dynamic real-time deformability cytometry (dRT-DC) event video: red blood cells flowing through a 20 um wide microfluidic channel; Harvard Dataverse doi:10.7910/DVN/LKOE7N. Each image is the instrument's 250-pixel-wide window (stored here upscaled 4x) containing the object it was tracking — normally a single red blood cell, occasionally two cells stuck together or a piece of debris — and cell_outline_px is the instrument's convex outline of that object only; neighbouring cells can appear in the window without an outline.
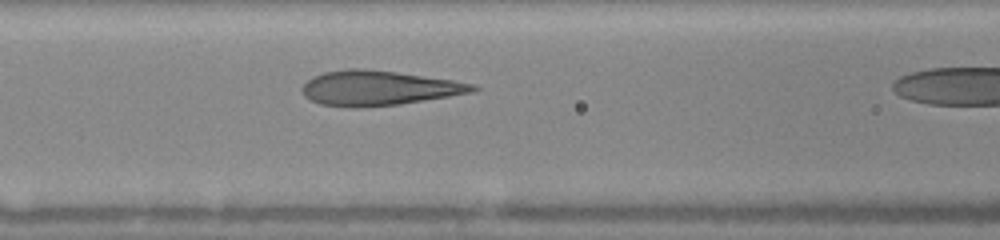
{"species": "human", "species_latin": "Homo sapiens", "temperature_condition": "warm", "stored_images_in_passage": 7, "segment_of_instrument_passage": [1, 2], "camera_frame_rate_fps": 3000, "um_per_image_px": 0.085, "donor": {"sex": "female"}, "frame": {"image": 1, "passage_image": 6, "time_ms": 4.333, "image_size_px": [1000, 240], "cell_outline_px": [[484, 88], [472, 92], [424, 100], [396, 104], [356, 108], [348, 108], [320, 104], [304, 96], [304, 84], [312, 76], [324, 72], [348, 68], [364, 68], [396, 72], [452, 80], [472, 84]], "centroid_in_image_um": [32.16, 7.48], "position_along_channel_um": 134.4, "area_um2": 34.33}}